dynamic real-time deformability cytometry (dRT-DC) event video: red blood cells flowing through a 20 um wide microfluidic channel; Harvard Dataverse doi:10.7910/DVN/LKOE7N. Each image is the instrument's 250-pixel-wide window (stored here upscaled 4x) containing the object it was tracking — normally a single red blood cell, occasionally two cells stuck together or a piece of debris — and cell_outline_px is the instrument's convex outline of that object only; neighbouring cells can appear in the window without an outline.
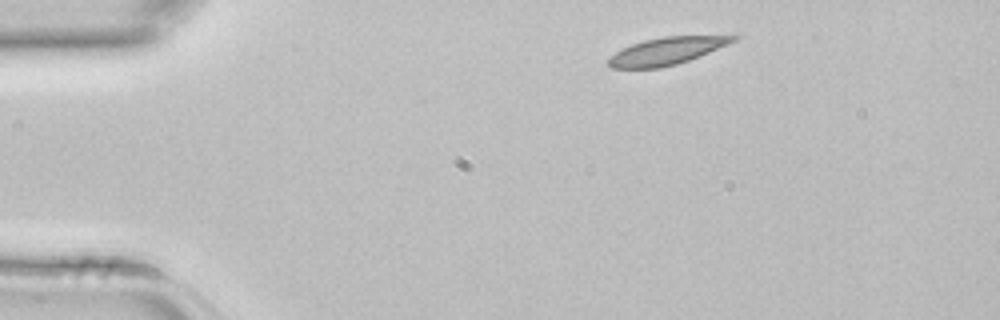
{"species": "common noctule bat (a hibernating species)", "species_latin": "Nyctalus noctula", "temperature_condition": "room temperature", "stored_images_in_passage": 3, "camera_frame_rate_fps": 3000, "um_per_image_px": 0.085, "animal": {"sex": "female", "body_mass_g": 22.7, "forearm_length_mm": 54.2}, "frame": {"image": 1, "passage_image": 1, "time_ms": 0.0, "image_size_px": [1000, 320], "cell_outline_px": [[740, 36], [736, 40], [728, 44], [688, 60], [676, 64], [660, 68], [612, 68], [608, 64], [608, 56], [632, 44], [644, 40], [664, 36]], "centroid_in_image_um": [56.62, 4.34], "position_along_channel_um": 28.4, "area_um2": 19.48}}
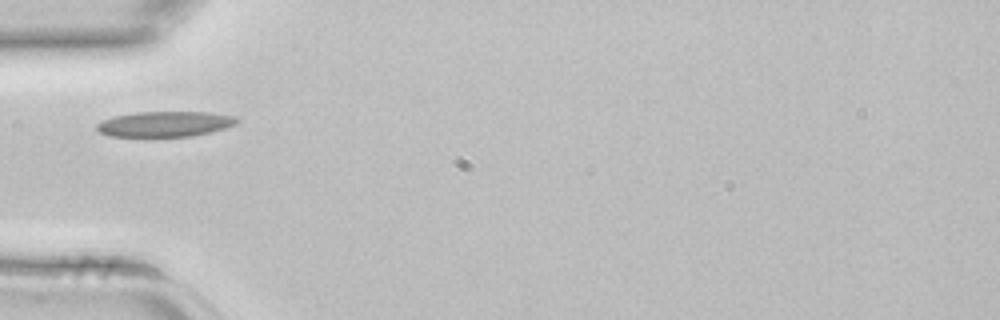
{"frame": {"image": 2, "passage_image": 3, "time_ms": 0.667, "image_size_px": [1000, 320], "cell_outline_px": [[240, 120], [236, 124], [224, 128], [192, 136], [108, 136], [100, 132], [96, 128], [96, 124], [112, 116], [136, 112], [208, 112], [236, 116]], "centroid_in_image_um": [14.02, 10.53], "position_along_channel_um": 71.0, "area_um2": 20.63}}